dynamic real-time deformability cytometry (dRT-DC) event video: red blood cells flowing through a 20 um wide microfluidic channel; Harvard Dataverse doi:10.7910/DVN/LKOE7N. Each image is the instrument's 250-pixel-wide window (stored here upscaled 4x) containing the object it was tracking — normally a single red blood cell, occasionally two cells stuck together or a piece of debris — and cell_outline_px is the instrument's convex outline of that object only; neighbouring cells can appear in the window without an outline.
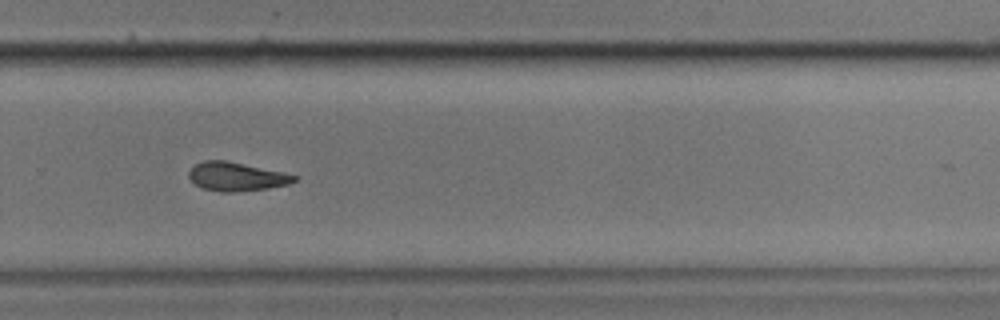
{"species": "common noctule bat (a hibernating species)", "species_latin": "Nyctalus noctula", "temperature_condition": "cold", "stored_images_in_passage": 42, "camera_frame_rate_fps": 3000, "um_per_image_px": 0.085, "animal": {"sex": "male", "body_mass_g": 17.9}, "frame": {"image": 1, "passage_image": 24, "time_ms": 7.667, "image_size_px": [1000, 320], "cell_outline_px": [[300, 176], [296, 180], [288, 184], [268, 188], [240, 192], [220, 192], [204, 188], [196, 184], [188, 176], [188, 172], [196, 164], [204, 160], [224, 160], [284, 172]], "centroid_in_image_um": [20.13, 15.01], "position_along_channel_um": 309.7, "area_um2": 17.57}}
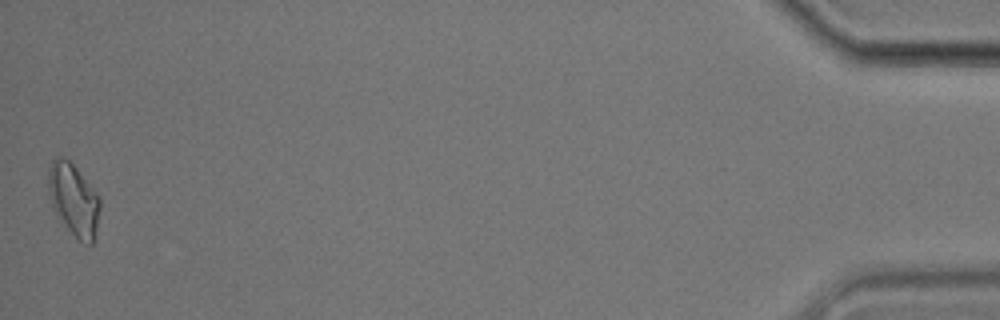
{"frame": {"image": 2, "passage_image": 42, "time_ms": 13.667, "image_size_px": [1000, 320], "cell_outline_px": [[100, 208], [96, 236], [92, 244], [84, 244], [56, 216], [52, 208], [48, 192], [48, 168], [52, 160], [56, 156], [60, 156], [68, 160], [76, 168], [92, 188], [100, 200]], "centroid_in_image_um": [6.24, 16.98], "position_along_channel_um": 429.0, "area_um2": 21.68}, "authors_computed_cell_mechanics": {"area_um2": 18.3226, "velocity_mm_per_s": 3.5408, "shape_relaxation_time_tau1_ms": 5.9155, "shape_relaxation_time_tau2_ms": 7.0474, "deformation_change_tau1": 0.1514, "deformation_change_tau2": 0.1613}}